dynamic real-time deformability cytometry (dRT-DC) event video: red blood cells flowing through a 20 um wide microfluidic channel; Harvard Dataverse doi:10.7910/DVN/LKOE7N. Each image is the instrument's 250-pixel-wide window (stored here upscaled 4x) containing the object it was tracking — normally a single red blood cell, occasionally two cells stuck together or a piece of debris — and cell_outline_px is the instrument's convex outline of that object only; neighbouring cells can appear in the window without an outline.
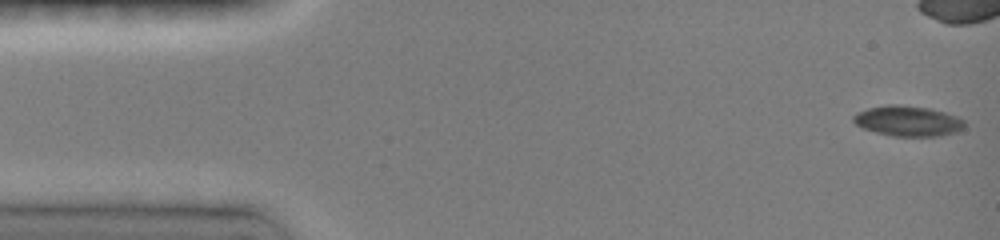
{"species": "common noctule bat (a hibernating species)", "species_latin": "Nyctalus noctula", "temperature_condition": "room temperature", "stored_images_in_passage": 11, "camera_frame_rate_fps": 3000, "um_per_image_px": 0.085, "animal": {"sex": "female", "body_mass_g": 19.0, "forearm_length_mm": 51.5}, "frame": {"image": 1, "passage_image": 1, "time_ms": 0.0, "image_size_px": [1000, 240], "cell_outline_px": [[964, 128], [956, 132], [936, 136], [892, 136], [876, 132], [864, 128], [856, 124], [852, 120], [852, 116], [856, 112], [868, 108], [888, 104], [900, 104], [932, 108], [956, 116], [964, 120]], "centroid_in_image_um": [77.16, 10.27], "position_along_channel_um": 7.8, "area_um2": 19.77}}
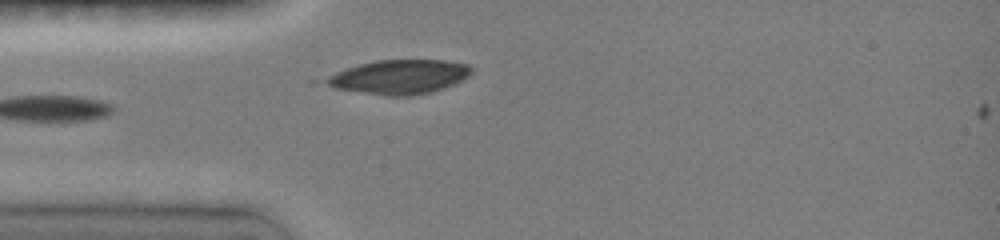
{"frame": {"image": 2, "passage_image": 11, "time_ms": 4.667, "image_size_px": [1000, 240], "cell_outline_px": [[472, 72], [468, 76], [444, 88], [432, 92], [408, 96], [388, 96], [308, 84], [308, 80], [360, 64], [376, 60], [444, 60], [468, 64], [472, 68]], "centroid_in_image_um": [33.68, 6.55], "position_along_channel_um": 51.3, "area_um2": 30.0}}